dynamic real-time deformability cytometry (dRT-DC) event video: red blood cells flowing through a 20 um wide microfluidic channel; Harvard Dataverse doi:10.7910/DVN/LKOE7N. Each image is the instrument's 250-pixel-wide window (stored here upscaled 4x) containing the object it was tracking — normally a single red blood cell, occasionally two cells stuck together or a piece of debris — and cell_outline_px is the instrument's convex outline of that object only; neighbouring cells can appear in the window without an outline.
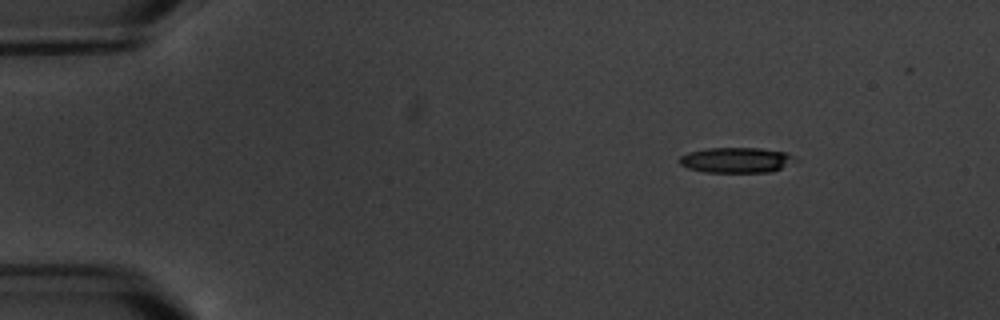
{"species": "common noctule bat (a hibernating species)", "species_latin": "Nyctalus noctula", "temperature_condition": "warm", "stored_images_in_passage": 5, "camera_frame_rate_fps": 3000, "um_per_image_px": 0.085, "animal": {"sex": "male", "body_mass_g": 20.1, "forearm_length_mm": 53.5}, "frame": {"image": 1, "passage_image": 1, "time_ms": 0.0, "image_size_px": [1000, 320], "cell_outline_px": [[800, 160], [780, 168], [768, 172], [704, 172], [688, 168], [680, 164], [680, 156], [688, 152], [708, 148], [760, 148], [788, 152], [796, 156]], "centroid_in_image_um": [62.64, 13.6], "position_along_channel_um": 22.4, "area_um2": 17.22}}
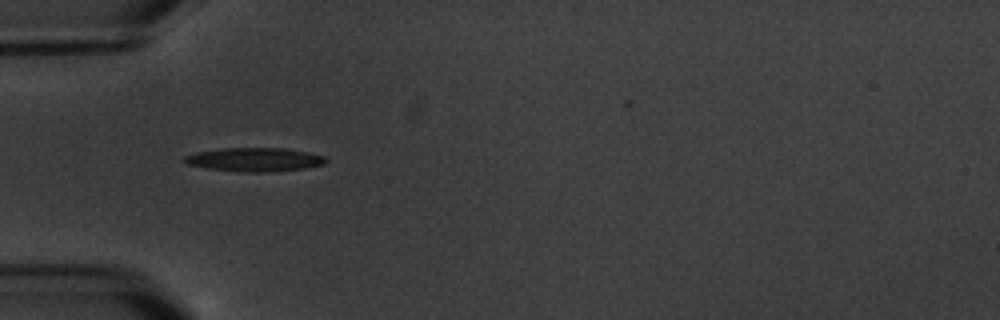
{"frame": {"image": 2, "passage_image": 4, "time_ms": 3.667, "image_size_px": [1000, 320], "cell_outline_px": [[328, 160], [324, 164], [304, 168], [268, 172], [244, 172], [208, 168], [188, 164], [184, 160], [184, 156], [196, 152], [224, 148], [284, 148], [308, 152], [324, 156]], "centroid_in_image_um": [21.66, 13.56], "position_along_channel_um": 63.3, "area_um2": 19.36}}